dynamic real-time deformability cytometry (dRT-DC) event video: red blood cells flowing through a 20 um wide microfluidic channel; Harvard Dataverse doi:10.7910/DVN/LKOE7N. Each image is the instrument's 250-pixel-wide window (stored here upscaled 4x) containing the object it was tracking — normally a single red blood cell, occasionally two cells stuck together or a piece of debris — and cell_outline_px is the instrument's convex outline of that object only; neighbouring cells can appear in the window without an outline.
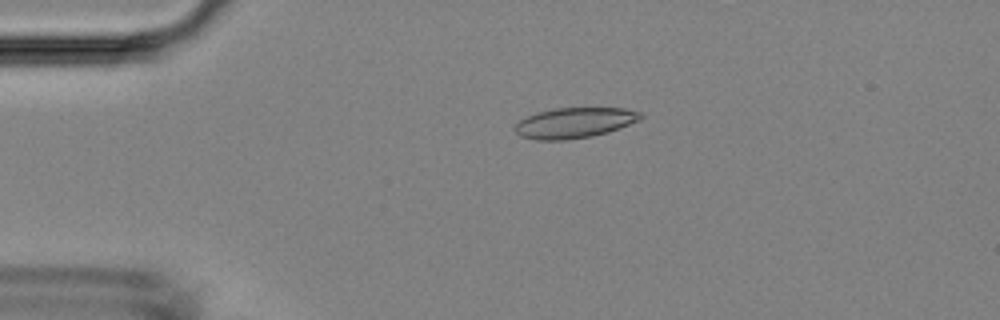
{"species": "Egyptian fruit bat (a non-hibernating species)", "species_latin": "Rousettus aegyptiacus", "temperature_condition": "room temperature", "stored_images_in_passage": 5, "camera_frame_rate_fps": 3000, "um_per_image_px": 0.085, "animal": {"sex": "female"}, "frame": {"image": 1, "passage_image": 3, "time_ms": 2.333, "image_size_px": [1000, 320], "cell_outline_px": [[644, 116], [640, 120], [620, 128], [608, 132], [592, 136], [564, 140], [536, 140], [520, 136], [512, 128], [520, 120], [528, 116], [540, 112], [556, 108], [624, 108], [640, 112]], "centroid_in_image_um": [48.84, 10.44], "position_along_channel_um": 36.2, "area_um2": 22.25}}